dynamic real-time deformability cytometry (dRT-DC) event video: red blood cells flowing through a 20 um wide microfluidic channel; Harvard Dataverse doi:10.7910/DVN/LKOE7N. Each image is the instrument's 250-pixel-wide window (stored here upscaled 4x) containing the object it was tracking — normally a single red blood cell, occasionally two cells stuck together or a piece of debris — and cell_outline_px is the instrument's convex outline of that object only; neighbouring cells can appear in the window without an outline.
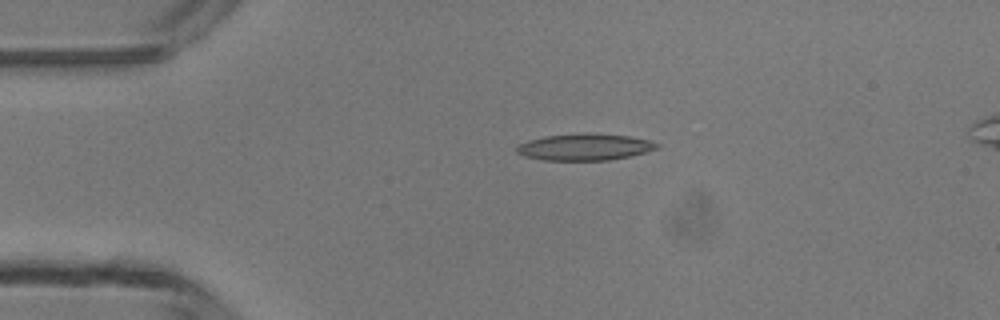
{"species": "common noctule bat (a hibernating species)", "species_latin": "Nyctalus noctula", "temperature_condition": "room temperature", "stored_images_in_passage": 3, "camera_frame_rate_fps": 3000, "um_per_image_px": 0.085, "animal": {"sex": "male", "body_mass_g": 13.3}, "frame": {"image": 1, "passage_image": 3, "time_ms": 2.333, "image_size_px": [1000, 320], "cell_outline_px": [[660, 148], [628, 156], [608, 160], [544, 160], [524, 156], [516, 152], [516, 148], [520, 144], [528, 140], [544, 136], [576, 132], [588, 132], [628, 136], [652, 140], [660, 144]], "centroid_in_image_um": [49.71, 12.47], "position_along_channel_um": 35.3, "area_um2": 22.02}}